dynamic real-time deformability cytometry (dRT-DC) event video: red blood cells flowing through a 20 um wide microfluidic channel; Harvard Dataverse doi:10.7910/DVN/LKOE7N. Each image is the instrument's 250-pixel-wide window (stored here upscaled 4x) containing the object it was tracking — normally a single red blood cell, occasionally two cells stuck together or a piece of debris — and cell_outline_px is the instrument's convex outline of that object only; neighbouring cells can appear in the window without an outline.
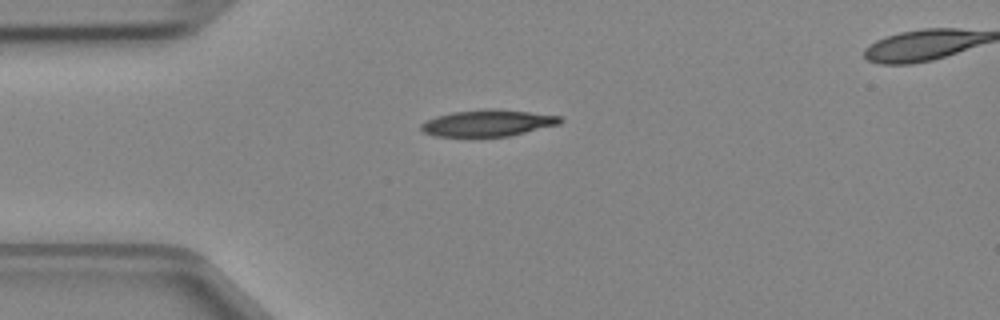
{"species": "Egyptian fruit bat (a non-hibernating species)", "species_latin": "Rousettus aegyptiacus", "temperature_condition": "cold", "stored_images_in_passage": 2, "camera_frame_rate_fps": 3000, "um_per_image_px": 0.085, "animal": {"sex": "female"}, "frame": {"image": 1, "passage_image": 2, "time_ms": 0.333, "image_size_px": [1000, 320], "cell_outline_px": [[564, 120], [560, 124], [508, 136], [436, 136], [424, 132], [420, 128], [420, 124], [436, 116], [452, 112], [484, 108], [492, 108], [528, 112], [560, 116]], "centroid_in_image_um": [41.47, 10.45], "position_along_channel_um": 43.5, "area_um2": 21.39}}